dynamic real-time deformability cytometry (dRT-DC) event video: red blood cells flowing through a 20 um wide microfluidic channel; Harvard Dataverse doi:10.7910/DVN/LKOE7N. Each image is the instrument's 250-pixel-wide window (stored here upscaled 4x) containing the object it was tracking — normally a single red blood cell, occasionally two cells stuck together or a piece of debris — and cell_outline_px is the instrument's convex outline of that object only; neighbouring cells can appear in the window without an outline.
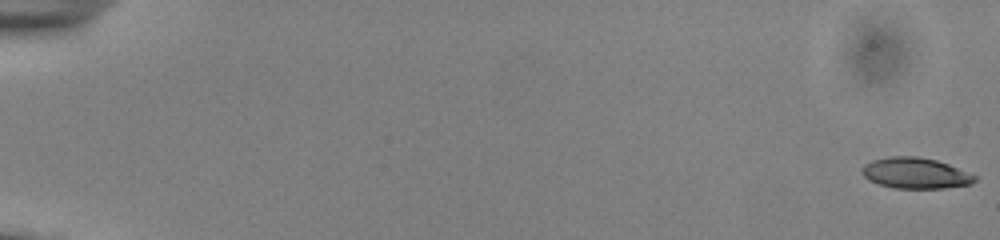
{"species": "common noctule bat (a hibernating species)", "species_latin": "Nyctalus noctula", "temperature_condition": "cold", "stored_images_in_passage": 55, "camera_frame_rate_fps": 3000, "um_per_image_px": 0.085, "animal": {"sex": "male", "body_mass_g": 13.0, "forearm_length_mm": 53.1}, "frame": {"image": 1, "passage_image": 1, "time_ms": 0.0, "image_size_px": [1000, 240], "cell_outline_px": [[976, 180], [972, 184], [944, 188], [896, 188], [880, 184], [868, 180], [860, 172], [860, 168], [864, 164], [872, 160], [892, 156], [916, 156], [936, 160], [948, 164], [976, 176]], "centroid_in_image_um": [77.78, 14.71], "position_along_channel_um": 7.2, "area_um2": 20.23}}
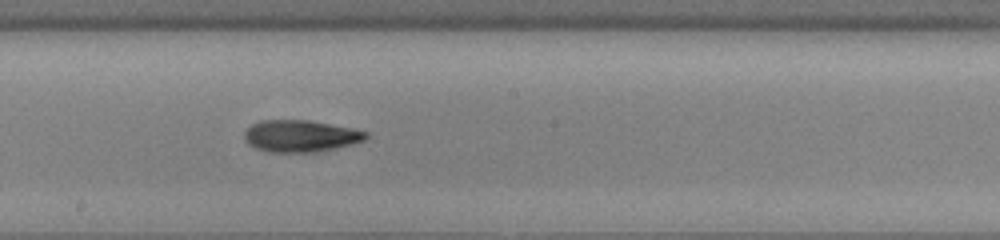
{"frame": {"image": 2, "passage_image": 32, "time_ms": 10.333, "image_size_px": [1000, 240], "cell_outline_px": [[368, 136], [364, 140], [352, 144], [312, 152], [268, 152], [256, 148], [248, 144], [244, 140], [244, 132], [252, 124], [260, 120], [308, 120], [352, 128], [368, 132]], "centroid_in_image_um": [25.51, 11.55], "position_along_channel_um": 222.7, "area_um2": 22.43}}
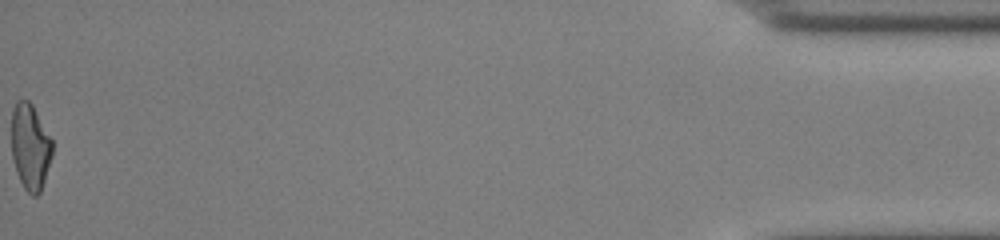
{"frame": {"image": 3, "passage_image": 55, "time_ms": 18.0, "image_size_px": [1000, 240], "cell_outline_px": [[52, 156], [40, 192], [36, 196], [32, 196], [24, 188], [16, 172], [12, 156], [12, 108], [16, 100], [28, 100], [32, 104], [52, 140]], "centroid_in_image_um": [2.56, 12.47], "position_along_channel_um": 432.6, "area_um2": 20.35}, "authors_computed_cell_mechanics": {"area_um2": 21.386, "velocity_mm_per_s": 3.9117, "shape_relaxation_time_tau1_ms": 2.1323, "shape_relaxation_time_tau2_ms": 4.6486, "deformation_change_tau1": 0.1393, "deformation_change_tau2": 0.1468}}